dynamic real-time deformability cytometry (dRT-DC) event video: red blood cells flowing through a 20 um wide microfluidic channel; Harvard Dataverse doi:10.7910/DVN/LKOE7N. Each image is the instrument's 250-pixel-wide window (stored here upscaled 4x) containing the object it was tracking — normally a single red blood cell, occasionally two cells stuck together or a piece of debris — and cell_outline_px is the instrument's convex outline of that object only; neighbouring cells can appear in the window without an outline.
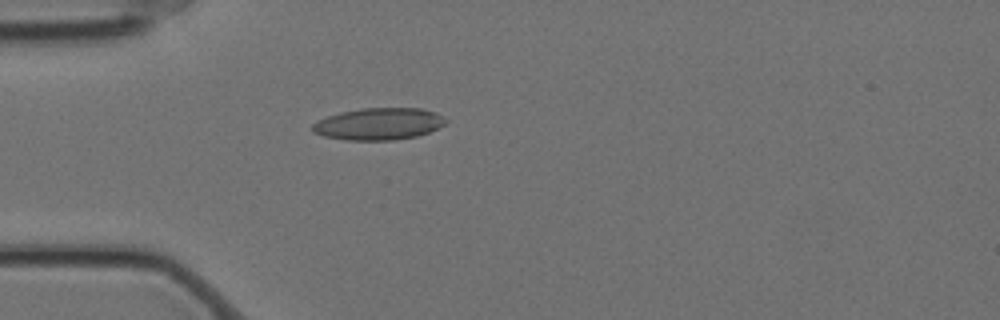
{"species": "Egyptian fruit bat (a non-hibernating species)", "species_latin": "Rousettus aegyptiacus", "temperature_condition": "cold", "stored_images_in_passage": 1, "camera_frame_rate_fps": 3000, "um_per_image_px": 0.085, "animal": {"sex": "female"}, "frame": {"image": 1, "passage_image": 1, "time_ms": 0.0, "image_size_px": [1000, 320], "cell_outline_px": [[448, 124], [428, 132], [416, 136], [392, 140], [344, 140], [324, 136], [312, 132], [312, 124], [316, 120], [340, 112], [364, 108], [420, 108], [432, 112], [448, 120]], "centroid_in_image_um": [32.16, 10.53], "position_along_channel_um": 52.8, "area_um2": 24.8}}